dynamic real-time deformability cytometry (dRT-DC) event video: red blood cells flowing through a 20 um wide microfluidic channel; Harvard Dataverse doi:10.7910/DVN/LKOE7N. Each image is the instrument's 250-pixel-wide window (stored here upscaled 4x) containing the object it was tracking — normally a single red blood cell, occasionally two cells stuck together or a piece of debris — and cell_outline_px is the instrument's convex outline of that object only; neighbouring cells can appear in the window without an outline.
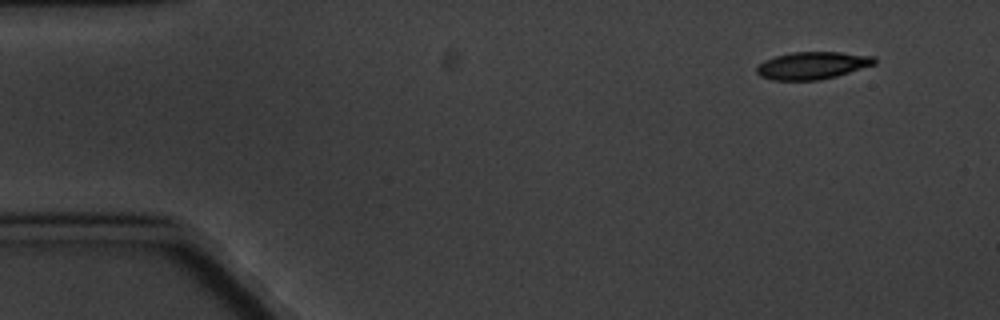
{"species": "common noctule bat (a hibernating species)", "species_latin": "Nyctalus noctula", "temperature_condition": "cold", "stored_images_in_passage": 6, "camera_frame_rate_fps": 3000, "um_per_image_px": 0.085, "animal": {"sex": "male", "body_mass_g": 20.1, "forearm_length_mm": 53.5}, "frame": {"image": 1, "passage_image": 1, "time_ms": 0.0, "image_size_px": [1000, 320], "cell_outline_px": [[876, 64], [836, 76], [816, 80], [772, 80], [760, 76], [756, 72], [756, 68], [764, 60], [776, 56], [792, 52], [840, 52], [876, 56]], "centroid_in_image_um": [69.06, 5.56], "position_along_channel_um": 15.9, "area_um2": 18.79}}
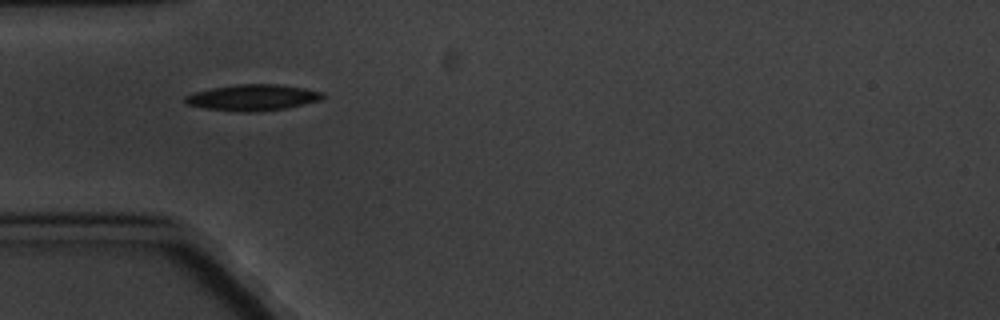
{"frame": {"image": 2, "passage_image": 4, "time_ms": 4.333, "image_size_px": [1000, 320], "cell_outline_px": [[324, 96], [320, 100], [304, 104], [284, 108], [256, 112], [236, 112], [204, 108], [188, 104], [184, 100], [184, 96], [196, 92], [212, 88], [236, 84], [280, 84], [304, 88], [324, 92]], "centroid_in_image_um": [21.49, 8.29], "position_along_channel_um": 63.5, "area_um2": 20.92}}